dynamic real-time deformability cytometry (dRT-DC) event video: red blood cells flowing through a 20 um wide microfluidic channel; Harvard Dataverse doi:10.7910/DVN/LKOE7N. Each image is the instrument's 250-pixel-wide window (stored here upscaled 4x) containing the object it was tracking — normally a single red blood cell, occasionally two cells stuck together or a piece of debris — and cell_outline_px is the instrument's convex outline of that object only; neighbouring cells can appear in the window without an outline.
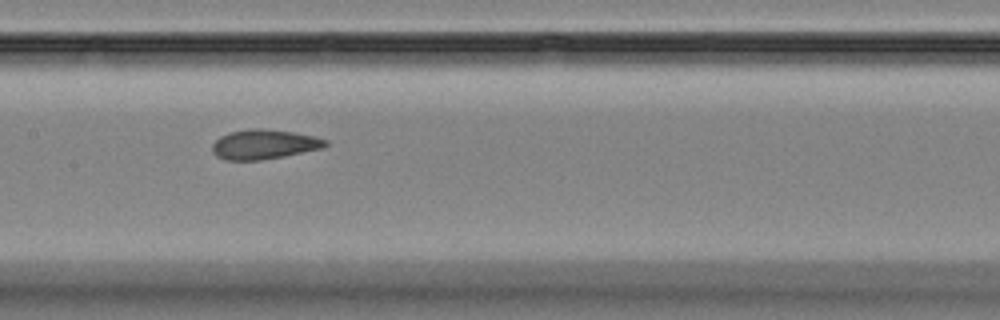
{"species": "Egyptian fruit bat (a non-hibernating species)", "species_latin": "Rousettus aegyptiacus", "temperature_condition": "room temperature", "stored_images_in_passage": 11, "camera_frame_rate_fps": 3000, "um_per_image_px": 0.085, "animal": {"sex": "female"}, "frame": {"image": 1, "passage_image": 4, "time_ms": 3.333, "image_size_px": [1000, 320], "cell_outline_px": [[328, 144], [324, 148], [284, 156], [260, 160], [224, 160], [216, 156], [212, 152], [212, 144], [220, 136], [228, 132], [248, 128], [264, 128], [292, 132], [316, 136], [328, 140]], "centroid_in_image_um": [22.44, 12.26], "position_along_channel_um": 185.0, "area_um2": 19.83}}
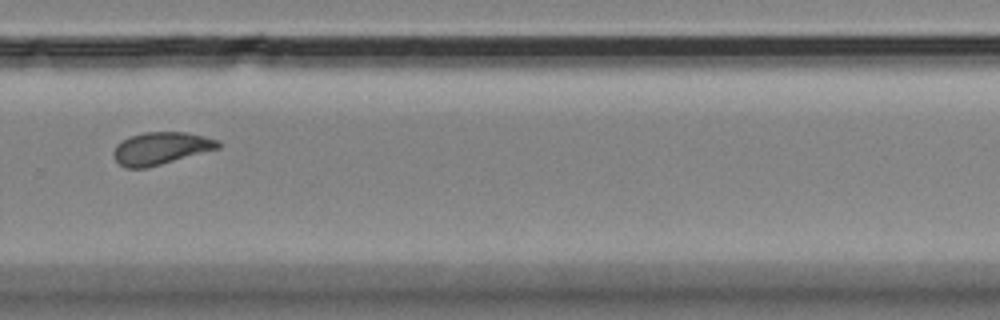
{"frame": {"image": 2, "passage_image": 7, "time_ms": 7.0, "image_size_px": [1000, 320], "cell_outline_px": [[220, 148], [148, 168], [124, 168], [112, 156], [112, 152], [116, 144], [128, 136], [144, 132], [188, 132], [220, 140]], "centroid_in_image_um": [13.66, 12.61], "position_along_channel_um": 316.1, "area_um2": 20.06}}
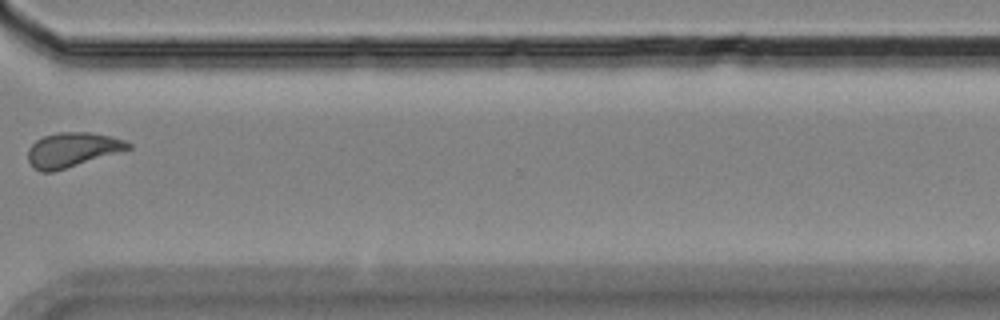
{"frame": {"image": 3, "passage_image": 8, "time_ms": 8.333, "image_size_px": [1000, 320], "cell_outline_px": [[132, 148], [120, 152], [52, 172], [40, 172], [32, 168], [28, 160], [28, 148], [36, 140], [44, 136], [60, 132], [88, 132], [112, 136], [124, 140], [132, 144]], "centroid_in_image_um": [6.13, 12.73], "position_along_channel_um": 364.5, "area_um2": 20.17}, "authors_computed_cell_mechanics": {"area_um2": 19.941, "velocity_mm_per_s": 3.6029, "shape_relaxation_time_tau1_ms": null, "shape_relaxation_time_tau2_ms": 1.6535, "deformation_change_tau1": null, "deformation_change_tau2": 0.0334}}